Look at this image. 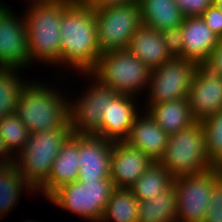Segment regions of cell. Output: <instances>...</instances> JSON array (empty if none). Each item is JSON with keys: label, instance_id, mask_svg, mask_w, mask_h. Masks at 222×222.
Wrapping results in <instances>:
<instances>
[{"label": "cell", "instance_id": "obj_1", "mask_svg": "<svg viewBox=\"0 0 222 222\" xmlns=\"http://www.w3.org/2000/svg\"><path fill=\"white\" fill-rule=\"evenodd\" d=\"M61 66L89 73L101 53L98 48L94 8L73 2L62 14L60 23Z\"/></svg>", "mask_w": 222, "mask_h": 222}, {"label": "cell", "instance_id": "obj_2", "mask_svg": "<svg viewBox=\"0 0 222 222\" xmlns=\"http://www.w3.org/2000/svg\"><path fill=\"white\" fill-rule=\"evenodd\" d=\"M73 2L74 0L36 2L27 7L24 17L32 64L38 61L61 65L60 23L63 12Z\"/></svg>", "mask_w": 222, "mask_h": 222}, {"label": "cell", "instance_id": "obj_3", "mask_svg": "<svg viewBox=\"0 0 222 222\" xmlns=\"http://www.w3.org/2000/svg\"><path fill=\"white\" fill-rule=\"evenodd\" d=\"M43 82L30 81L22 90L15 111L30 133L71 129L69 123V96L54 90Z\"/></svg>", "mask_w": 222, "mask_h": 222}, {"label": "cell", "instance_id": "obj_4", "mask_svg": "<svg viewBox=\"0 0 222 222\" xmlns=\"http://www.w3.org/2000/svg\"><path fill=\"white\" fill-rule=\"evenodd\" d=\"M89 73L116 93L136 97L147 89L151 69L128 49H120L102 53Z\"/></svg>", "mask_w": 222, "mask_h": 222}, {"label": "cell", "instance_id": "obj_5", "mask_svg": "<svg viewBox=\"0 0 222 222\" xmlns=\"http://www.w3.org/2000/svg\"><path fill=\"white\" fill-rule=\"evenodd\" d=\"M71 135L72 129L31 133L26 145L15 155L14 164L17 170L35 189V192L47 181L52 163L61 146Z\"/></svg>", "mask_w": 222, "mask_h": 222}, {"label": "cell", "instance_id": "obj_6", "mask_svg": "<svg viewBox=\"0 0 222 222\" xmlns=\"http://www.w3.org/2000/svg\"><path fill=\"white\" fill-rule=\"evenodd\" d=\"M159 163L174 177L200 174L215 167L206 153L205 133L201 121L171 134Z\"/></svg>", "mask_w": 222, "mask_h": 222}, {"label": "cell", "instance_id": "obj_7", "mask_svg": "<svg viewBox=\"0 0 222 222\" xmlns=\"http://www.w3.org/2000/svg\"><path fill=\"white\" fill-rule=\"evenodd\" d=\"M114 189L111 178L76 180L57 189L48 200L85 220L101 222Z\"/></svg>", "mask_w": 222, "mask_h": 222}, {"label": "cell", "instance_id": "obj_8", "mask_svg": "<svg viewBox=\"0 0 222 222\" xmlns=\"http://www.w3.org/2000/svg\"><path fill=\"white\" fill-rule=\"evenodd\" d=\"M100 53L127 49L131 36L142 25L138 0L94 8Z\"/></svg>", "mask_w": 222, "mask_h": 222}, {"label": "cell", "instance_id": "obj_9", "mask_svg": "<svg viewBox=\"0 0 222 222\" xmlns=\"http://www.w3.org/2000/svg\"><path fill=\"white\" fill-rule=\"evenodd\" d=\"M222 176V167H213L200 174L174 178L177 222H203L209 208L212 189Z\"/></svg>", "mask_w": 222, "mask_h": 222}, {"label": "cell", "instance_id": "obj_10", "mask_svg": "<svg viewBox=\"0 0 222 222\" xmlns=\"http://www.w3.org/2000/svg\"><path fill=\"white\" fill-rule=\"evenodd\" d=\"M198 67L192 60L173 57L162 66L152 69L145 111L152 104L187 98Z\"/></svg>", "mask_w": 222, "mask_h": 222}, {"label": "cell", "instance_id": "obj_11", "mask_svg": "<svg viewBox=\"0 0 222 222\" xmlns=\"http://www.w3.org/2000/svg\"><path fill=\"white\" fill-rule=\"evenodd\" d=\"M81 74L89 77L92 84L90 83L89 88L85 89L81 97L78 95L75 101H68L69 123L72 134L95 135L101 129L107 102H110L118 93L102 84L90 73Z\"/></svg>", "mask_w": 222, "mask_h": 222}, {"label": "cell", "instance_id": "obj_12", "mask_svg": "<svg viewBox=\"0 0 222 222\" xmlns=\"http://www.w3.org/2000/svg\"><path fill=\"white\" fill-rule=\"evenodd\" d=\"M20 17L6 4L0 3V67L24 70L32 64L28 53L25 17Z\"/></svg>", "mask_w": 222, "mask_h": 222}, {"label": "cell", "instance_id": "obj_13", "mask_svg": "<svg viewBox=\"0 0 222 222\" xmlns=\"http://www.w3.org/2000/svg\"><path fill=\"white\" fill-rule=\"evenodd\" d=\"M193 118L202 121L222 110V77L205 66H199L188 96Z\"/></svg>", "mask_w": 222, "mask_h": 222}, {"label": "cell", "instance_id": "obj_14", "mask_svg": "<svg viewBox=\"0 0 222 222\" xmlns=\"http://www.w3.org/2000/svg\"><path fill=\"white\" fill-rule=\"evenodd\" d=\"M80 168L78 180L108 179L112 142L98 135H77Z\"/></svg>", "mask_w": 222, "mask_h": 222}, {"label": "cell", "instance_id": "obj_15", "mask_svg": "<svg viewBox=\"0 0 222 222\" xmlns=\"http://www.w3.org/2000/svg\"><path fill=\"white\" fill-rule=\"evenodd\" d=\"M135 98V96L118 93L110 102H107L101 129L95 135L111 142L124 141L141 112L137 110Z\"/></svg>", "mask_w": 222, "mask_h": 222}, {"label": "cell", "instance_id": "obj_16", "mask_svg": "<svg viewBox=\"0 0 222 222\" xmlns=\"http://www.w3.org/2000/svg\"><path fill=\"white\" fill-rule=\"evenodd\" d=\"M152 163L146 154L126 142H112L110 178L115 188L129 189Z\"/></svg>", "mask_w": 222, "mask_h": 222}, {"label": "cell", "instance_id": "obj_17", "mask_svg": "<svg viewBox=\"0 0 222 222\" xmlns=\"http://www.w3.org/2000/svg\"><path fill=\"white\" fill-rule=\"evenodd\" d=\"M182 27L183 59L204 66L219 42V37L205 24L201 16L185 17Z\"/></svg>", "mask_w": 222, "mask_h": 222}, {"label": "cell", "instance_id": "obj_18", "mask_svg": "<svg viewBox=\"0 0 222 222\" xmlns=\"http://www.w3.org/2000/svg\"><path fill=\"white\" fill-rule=\"evenodd\" d=\"M79 168L78 136L72 134L61 146L47 181L37 192L40 191L48 199L60 187L78 180Z\"/></svg>", "mask_w": 222, "mask_h": 222}, {"label": "cell", "instance_id": "obj_19", "mask_svg": "<svg viewBox=\"0 0 222 222\" xmlns=\"http://www.w3.org/2000/svg\"><path fill=\"white\" fill-rule=\"evenodd\" d=\"M140 112L124 140L130 146L139 149L154 162L163 157L168 134L155 122L147 112Z\"/></svg>", "mask_w": 222, "mask_h": 222}, {"label": "cell", "instance_id": "obj_20", "mask_svg": "<svg viewBox=\"0 0 222 222\" xmlns=\"http://www.w3.org/2000/svg\"><path fill=\"white\" fill-rule=\"evenodd\" d=\"M127 49L151 70L173 58L167 50L162 32L144 24L131 36Z\"/></svg>", "mask_w": 222, "mask_h": 222}, {"label": "cell", "instance_id": "obj_21", "mask_svg": "<svg viewBox=\"0 0 222 222\" xmlns=\"http://www.w3.org/2000/svg\"><path fill=\"white\" fill-rule=\"evenodd\" d=\"M146 112L168 135L180 132L196 122L187 98L152 104Z\"/></svg>", "mask_w": 222, "mask_h": 222}, {"label": "cell", "instance_id": "obj_22", "mask_svg": "<svg viewBox=\"0 0 222 222\" xmlns=\"http://www.w3.org/2000/svg\"><path fill=\"white\" fill-rule=\"evenodd\" d=\"M142 23L160 32L179 26L185 16L175 0H138Z\"/></svg>", "mask_w": 222, "mask_h": 222}, {"label": "cell", "instance_id": "obj_23", "mask_svg": "<svg viewBox=\"0 0 222 222\" xmlns=\"http://www.w3.org/2000/svg\"><path fill=\"white\" fill-rule=\"evenodd\" d=\"M174 185L158 196L139 201L137 222H177Z\"/></svg>", "mask_w": 222, "mask_h": 222}, {"label": "cell", "instance_id": "obj_24", "mask_svg": "<svg viewBox=\"0 0 222 222\" xmlns=\"http://www.w3.org/2000/svg\"><path fill=\"white\" fill-rule=\"evenodd\" d=\"M174 177L159 162L152 163L129 188L138 201L148 200L168 190Z\"/></svg>", "mask_w": 222, "mask_h": 222}, {"label": "cell", "instance_id": "obj_25", "mask_svg": "<svg viewBox=\"0 0 222 222\" xmlns=\"http://www.w3.org/2000/svg\"><path fill=\"white\" fill-rule=\"evenodd\" d=\"M25 188V189H23ZM35 191L17 170L15 164L7 165L0 172V217L7 215L21 197V191Z\"/></svg>", "mask_w": 222, "mask_h": 222}, {"label": "cell", "instance_id": "obj_26", "mask_svg": "<svg viewBox=\"0 0 222 222\" xmlns=\"http://www.w3.org/2000/svg\"><path fill=\"white\" fill-rule=\"evenodd\" d=\"M17 67H0V119L15 114L23 88L30 82Z\"/></svg>", "mask_w": 222, "mask_h": 222}, {"label": "cell", "instance_id": "obj_27", "mask_svg": "<svg viewBox=\"0 0 222 222\" xmlns=\"http://www.w3.org/2000/svg\"><path fill=\"white\" fill-rule=\"evenodd\" d=\"M139 201L130 189L115 188L101 222H137Z\"/></svg>", "mask_w": 222, "mask_h": 222}, {"label": "cell", "instance_id": "obj_28", "mask_svg": "<svg viewBox=\"0 0 222 222\" xmlns=\"http://www.w3.org/2000/svg\"><path fill=\"white\" fill-rule=\"evenodd\" d=\"M206 153L214 166L222 167V110L201 121Z\"/></svg>", "mask_w": 222, "mask_h": 222}, {"label": "cell", "instance_id": "obj_29", "mask_svg": "<svg viewBox=\"0 0 222 222\" xmlns=\"http://www.w3.org/2000/svg\"><path fill=\"white\" fill-rule=\"evenodd\" d=\"M0 134L6 147L15 156L26 145L31 133L15 113L0 119Z\"/></svg>", "mask_w": 222, "mask_h": 222}, {"label": "cell", "instance_id": "obj_30", "mask_svg": "<svg viewBox=\"0 0 222 222\" xmlns=\"http://www.w3.org/2000/svg\"><path fill=\"white\" fill-rule=\"evenodd\" d=\"M203 222H222V176L215 182Z\"/></svg>", "mask_w": 222, "mask_h": 222}, {"label": "cell", "instance_id": "obj_31", "mask_svg": "<svg viewBox=\"0 0 222 222\" xmlns=\"http://www.w3.org/2000/svg\"><path fill=\"white\" fill-rule=\"evenodd\" d=\"M164 42L170 55L183 58V37L181 25L162 31Z\"/></svg>", "mask_w": 222, "mask_h": 222}, {"label": "cell", "instance_id": "obj_32", "mask_svg": "<svg viewBox=\"0 0 222 222\" xmlns=\"http://www.w3.org/2000/svg\"><path fill=\"white\" fill-rule=\"evenodd\" d=\"M185 17L201 16L214 0H175Z\"/></svg>", "mask_w": 222, "mask_h": 222}, {"label": "cell", "instance_id": "obj_33", "mask_svg": "<svg viewBox=\"0 0 222 222\" xmlns=\"http://www.w3.org/2000/svg\"><path fill=\"white\" fill-rule=\"evenodd\" d=\"M201 18L219 39L222 38V11L215 4L208 7L201 14Z\"/></svg>", "mask_w": 222, "mask_h": 222}, {"label": "cell", "instance_id": "obj_34", "mask_svg": "<svg viewBox=\"0 0 222 222\" xmlns=\"http://www.w3.org/2000/svg\"><path fill=\"white\" fill-rule=\"evenodd\" d=\"M211 72L222 77V38L212 51L209 61L204 65Z\"/></svg>", "mask_w": 222, "mask_h": 222}, {"label": "cell", "instance_id": "obj_35", "mask_svg": "<svg viewBox=\"0 0 222 222\" xmlns=\"http://www.w3.org/2000/svg\"><path fill=\"white\" fill-rule=\"evenodd\" d=\"M74 1L84 6L96 8L100 6H107L113 4L129 3V2H134L136 0H74Z\"/></svg>", "mask_w": 222, "mask_h": 222}, {"label": "cell", "instance_id": "obj_36", "mask_svg": "<svg viewBox=\"0 0 222 222\" xmlns=\"http://www.w3.org/2000/svg\"><path fill=\"white\" fill-rule=\"evenodd\" d=\"M0 160L3 161L4 163H7L8 165L15 163V156L6 147L5 143L3 142L1 134H0Z\"/></svg>", "mask_w": 222, "mask_h": 222}, {"label": "cell", "instance_id": "obj_37", "mask_svg": "<svg viewBox=\"0 0 222 222\" xmlns=\"http://www.w3.org/2000/svg\"><path fill=\"white\" fill-rule=\"evenodd\" d=\"M214 4L222 11V0H214Z\"/></svg>", "mask_w": 222, "mask_h": 222}, {"label": "cell", "instance_id": "obj_38", "mask_svg": "<svg viewBox=\"0 0 222 222\" xmlns=\"http://www.w3.org/2000/svg\"><path fill=\"white\" fill-rule=\"evenodd\" d=\"M54 1H61V0H31V3H36V2H54Z\"/></svg>", "mask_w": 222, "mask_h": 222}, {"label": "cell", "instance_id": "obj_39", "mask_svg": "<svg viewBox=\"0 0 222 222\" xmlns=\"http://www.w3.org/2000/svg\"><path fill=\"white\" fill-rule=\"evenodd\" d=\"M7 163H4L3 161L0 160V172L7 166Z\"/></svg>", "mask_w": 222, "mask_h": 222}, {"label": "cell", "instance_id": "obj_40", "mask_svg": "<svg viewBox=\"0 0 222 222\" xmlns=\"http://www.w3.org/2000/svg\"><path fill=\"white\" fill-rule=\"evenodd\" d=\"M24 222H36V221H32V220L28 221V220H26V221H24Z\"/></svg>", "mask_w": 222, "mask_h": 222}]
</instances>
